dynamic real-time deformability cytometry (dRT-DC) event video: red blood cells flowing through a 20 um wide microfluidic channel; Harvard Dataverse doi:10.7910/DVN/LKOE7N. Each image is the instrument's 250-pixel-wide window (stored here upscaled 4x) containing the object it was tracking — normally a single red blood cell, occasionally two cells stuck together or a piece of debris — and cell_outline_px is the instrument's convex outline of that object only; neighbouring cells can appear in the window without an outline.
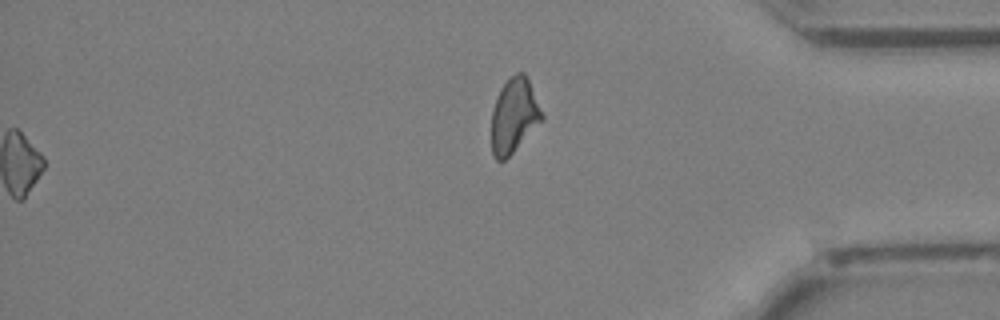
{"species": "Egyptian fruit bat (a non-hibernating species)", "species_latin": "Rousettus aegyptiacus", "temperature_condition": "cold", "stored_images_in_passage": 43, "segment_of_instrument_passage": [2, 2], "camera_frame_rate_fps": 3000, "um_per_image_px": 0.085, "animal": {"sex": "female"}, "frame": {"image": 1, "passage_image": 43, "time_ms": 14.0, "image_size_px": [1000, 320], "cell_outline_px": [[544, 120], [504, 160], [496, 160], [492, 152], [492, 108], [500, 88], [516, 72], [524, 72], [528, 80], [544, 116]], "centroid_in_image_um": [43.69, 9.82], "position_along_channel_um": 391.5, "area_um2": 21.62}}